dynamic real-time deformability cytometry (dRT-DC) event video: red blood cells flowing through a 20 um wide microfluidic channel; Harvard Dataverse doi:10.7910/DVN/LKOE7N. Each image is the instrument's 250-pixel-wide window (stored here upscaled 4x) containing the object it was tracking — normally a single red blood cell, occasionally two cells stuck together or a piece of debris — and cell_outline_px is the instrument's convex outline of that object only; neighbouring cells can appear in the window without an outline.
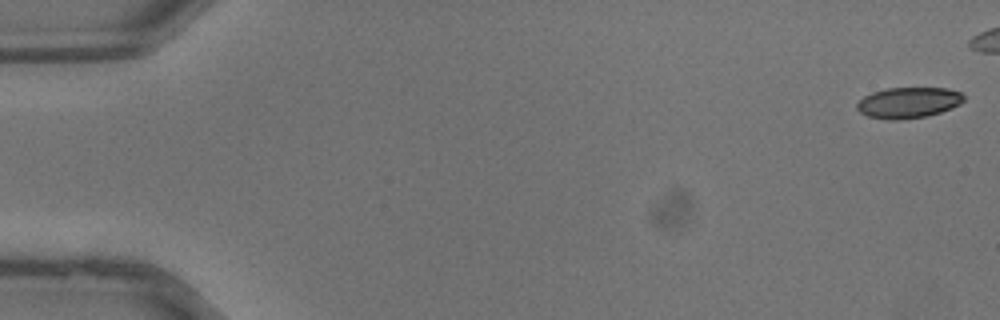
{"species": "common noctule bat (a hibernating species)", "species_latin": "Nyctalus noctula", "temperature_condition": "warm", "stored_images_in_passage": 5, "camera_frame_rate_fps": 3000, "um_per_image_px": 0.085, "animal": {"sex": "male", "body_mass_g": 13.3}, "frame": {"image": 1, "passage_image": 1, "time_ms": 0.0, "image_size_px": [1000, 320], "cell_outline_px": [[964, 100], [960, 104], [952, 108], [928, 116], [900, 120], [888, 120], [868, 116], [860, 112], [856, 108], [856, 104], [864, 96], [872, 92], [888, 88], [948, 88], [960, 92], [964, 96]], "centroid_in_image_um": [77.21, 8.73], "position_along_channel_um": 7.8, "area_um2": 19.31}}